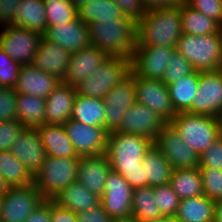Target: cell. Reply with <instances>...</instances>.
Returning a JSON list of instances; mask_svg holds the SVG:
<instances>
[{
  "label": "cell",
  "mask_w": 222,
  "mask_h": 222,
  "mask_svg": "<svg viewBox=\"0 0 222 222\" xmlns=\"http://www.w3.org/2000/svg\"><path fill=\"white\" fill-rule=\"evenodd\" d=\"M9 189V186L4 181L2 175L0 174V194H4Z\"/></svg>",
  "instance_id": "9f6ffc18"
},
{
  "label": "cell",
  "mask_w": 222,
  "mask_h": 222,
  "mask_svg": "<svg viewBox=\"0 0 222 222\" xmlns=\"http://www.w3.org/2000/svg\"><path fill=\"white\" fill-rule=\"evenodd\" d=\"M180 14L184 34L204 36L222 31L218 22L194 10L185 1L180 5Z\"/></svg>",
  "instance_id": "4dcf8cb0"
},
{
  "label": "cell",
  "mask_w": 222,
  "mask_h": 222,
  "mask_svg": "<svg viewBox=\"0 0 222 222\" xmlns=\"http://www.w3.org/2000/svg\"><path fill=\"white\" fill-rule=\"evenodd\" d=\"M194 10L212 18L222 26V2L221 0H185Z\"/></svg>",
  "instance_id": "bcb514c9"
},
{
  "label": "cell",
  "mask_w": 222,
  "mask_h": 222,
  "mask_svg": "<svg viewBox=\"0 0 222 222\" xmlns=\"http://www.w3.org/2000/svg\"><path fill=\"white\" fill-rule=\"evenodd\" d=\"M61 80L50 73L38 70L32 64L21 65L14 89L17 93L47 98Z\"/></svg>",
  "instance_id": "7402d4cb"
},
{
  "label": "cell",
  "mask_w": 222,
  "mask_h": 222,
  "mask_svg": "<svg viewBox=\"0 0 222 222\" xmlns=\"http://www.w3.org/2000/svg\"><path fill=\"white\" fill-rule=\"evenodd\" d=\"M78 19L85 24L103 20L127 19L114 0H89L77 8Z\"/></svg>",
  "instance_id": "d6a6232c"
},
{
  "label": "cell",
  "mask_w": 222,
  "mask_h": 222,
  "mask_svg": "<svg viewBox=\"0 0 222 222\" xmlns=\"http://www.w3.org/2000/svg\"><path fill=\"white\" fill-rule=\"evenodd\" d=\"M78 158L46 157L41 169L33 177V184L45 200H52L64 188L77 181Z\"/></svg>",
  "instance_id": "8992f818"
},
{
  "label": "cell",
  "mask_w": 222,
  "mask_h": 222,
  "mask_svg": "<svg viewBox=\"0 0 222 222\" xmlns=\"http://www.w3.org/2000/svg\"><path fill=\"white\" fill-rule=\"evenodd\" d=\"M214 204L204 194L182 199L176 217L179 222H214Z\"/></svg>",
  "instance_id": "1f68e13d"
},
{
  "label": "cell",
  "mask_w": 222,
  "mask_h": 222,
  "mask_svg": "<svg viewBox=\"0 0 222 222\" xmlns=\"http://www.w3.org/2000/svg\"><path fill=\"white\" fill-rule=\"evenodd\" d=\"M198 168L222 171V135L199 156Z\"/></svg>",
  "instance_id": "7bdbcfd3"
},
{
  "label": "cell",
  "mask_w": 222,
  "mask_h": 222,
  "mask_svg": "<svg viewBox=\"0 0 222 222\" xmlns=\"http://www.w3.org/2000/svg\"><path fill=\"white\" fill-rule=\"evenodd\" d=\"M161 217L163 216L155 204L153 187L144 186L134 189L131 221L148 222Z\"/></svg>",
  "instance_id": "d590c367"
},
{
  "label": "cell",
  "mask_w": 222,
  "mask_h": 222,
  "mask_svg": "<svg viewBox=\"0 0 222 222\" xmlns=\"http://www.w3.org/2000/svg\"><path fill=\"white\" fill-rule=\"evenodd\" d=\"M43 37L51 42L59 44L70 53L79 51L90 46L89 26L78 18L74 21L66 22L47 28Z\"/></svg>",
  "instance_id": "d6986e66"
},
{
  "label": "cell",
  "mask_w": 222,
  "mask_h": 222,
  "mask_svg": "<svg viewBox=\"0 0 222 222\" xmlns=\"http://www.w3.org/2000/svg\"><path fill=\"white\" fill-rule=\"evenodd\" d=\"M105 103V129L110 133L117 131L125 112L136 102L134 72L117 86L113 87L103 98Z\"/></svg>",
  "instance_id": "9a60e30c"
},
{
  "label": "cell",
  "mask_w": 222,
  "mask_h": 222,
  "mask_svg": "<svg viewBox=\"0 0 222 222\" xmlns=\"http://www.w3.org/2000/svg\"><path fill=\"white\" fill-rule=\"evenodd\" d=\"M51 222H78L77 214L51 200Z\"/></svg>",
  "instance_id": "f907efd6"
},
{
  "label": "cell",
  "mask_w": 222,
  "mask_h": 222,
  "mask_svg": "<svg viewBox=\"0 0 222 222\" xmlns=\"http://www.w3.org/2000/svg\"><path fill=\"white\" fill-rule=\"evenodd\" d=\"M204 195L214 202L222 199V171L212 168H199Z\"/></svg>",
  "instance_id": "60d3db41"
},
{
  "label": "cell",
  "mask_w": 222,
  "mask_h": 222,
  "mask_svg": "<svg viewBox=\"0 0 222 222\" xmlns=\"http://www.w3.org/2000/svg\"><path fill=\"white\" fill-rule=\"evenodd\" d=\"M25 222H51V200H45L39 205Z\"/></svg>",
  "instance_id": "816d5d0a"
},
{
  "label": "cell",
  "mask_w": 222,
  "mask_h": 222,
  "mask_svg": "<svg viewBox=\"0 0 222 222\" xmlns=\"http://www.w3.org/2000/svg\"><path fill=\"white\" fill-rule=\"evenodd\" d=\"M214 222H222V199L214 204Z\"/></svg>",
  "instance_id": "db71d44e"
},
{
  "label": "cell",
  "mask_w": 222,
  "mask_h": 222,
  "mask_svg": "<svg viewBox=\"0 0 222 222\" xmlns=\"http://www.w3.org/2000/svg\"><path fill=\"white\" fill-rule=\"evenodd\" d=\"M48 27L66 24L78 18V12L71 0H43Z\"/></svg>",
  "instance_id": "74e56055"
},
{
  "label": "cell",
  "mask_w": 222,
  "mask_h": 222,
  "mask_svg": "<svg viewBox=\"0 0 222 222\" xmlns=\"http://www.w3.org/2000/svg\"><path fill=\"white\" fill-rule=\"evenodd\" d=\"M198 88L187 112L219 118L222 115V69L199 72Z\"/></svg>",
  "instance_id": "8fae6325"
},
{
  "label": "cell",
  "mask_w": 222,
  "mask_h": 222,
  "mask_svg": "<svg viewBox=\"0 0 222 222\" xmlns=\"http://www.w3.org/2000/svg\"><path fill=\"white\" fill-rule=\"evenodd\" d=\"M3 195L4 194H0V212H1V208H2Z\"/></svg>",
  "instance_id": "680465c9"
},
{
  "label": "cell",
  "mask_w": 222,
  "mask_h": 222,
  "mask_svg": "<svg viewBox=\"0 0 222 222\" xmlns=\"http://www.w3.org/2000/svg\"><path fill=\"white\" fill-rule=\"evenodd\" d=\"M153 144L162 152L173 169L198 168L199 156L185 144L171 123H166Z\"/></svg>",
  "instance_id": "7c38bea8"
},
{
  "label": "cell",
  "mask_w": 222,
  "mask_h": 222,
  "mask_svg": "<svg viewBox=\"0 0 222 222\" xmlns=\"http://www.w3.org/2000/svg\"><path fill=\"white\" fill-rule=\"evenodd\" d=\"M20 0H0V26L12 25Z\"/></svg>",
  "instance_id": "681fc988"
},
{
  "label": "cell",
  "mask_w": 222,
  "mask_h": 222,
  "mask_svg": "<svg viewBox=\"0 0 222 222\" xmlns=\"http://www.w3.org/2000/svg\"><path fill=\"white\" fill-rule=\"evenodd\" d=\"M26 127L17 119L0 122V151H8Z\"/></svg>",
  "instance_id": "ee69618b"
},
{
  "label": "cell",
  "mask_w": 222,
  "mask_h": 222,
  "mask_svg": "<svg viewBox=\"0 0 222 222\" xmlns=\"http://www.w3.org/2000/svg\"><path fill=\"white\" fill-rule=\"evenodd\" d=\"M220 119V125H221V135H222V115L219 117Z\"/></svg>",
  "instance_id": "91938a15"
},
{
  "label": "cell",
  "mask_w": 222,
  "mask_h": 222,
  "mask_svg": "<svg viewBox=\"0 0 222 222\" xmlns=\"http://www.w3.org/2000/svg\"><path fill=\"white\" fill-rule=\"evenodd\" d=\"M169 185L180 200L204 194L199 168L174 169Z\"/></svg>",
  "instance_id": "836d02e7"
},
{
  "label": "cell",
  "mask_w": 222,
  "mask_h": 222,
  "mask_svg": "<svg viewBox=\"0 0 222 222\" xmlns=\"http://www.w3.org/2000/svg\"><path fill=\"white\" fill-rule=\"evenodd\" d=\"M175 49L190 62L195 71L222 69V31L204 36L183 33Z\"/></svg>",
  "instance_id": "277c9868"
},
{
  "label": "cell",
  "mask_w": 222,
  "mask_h": 222,
  "mask_svg": "<svg viewBox=\"0 0 222 222\" xmlns=\"http://www.w3.org/2000/svg\"><path fill=\"white\" fill-rule=\"evenodd\" d=\"M145 9L179 7L185 0H142Z\"/></svg>",
  "instance_id": "f5cc1de1"
},
{
  "label": "cell",
  "mask_w": 222,
  "mask_h": 222,
  "mask_svg": "<svg viewBox=\"0 0 222 222\" xmlns=\"http://www.w3.org/2000/svg\"><path fill=\"white\" fill-rule=\"evenodd\" d=\"M2 28L0 48L20 65L32 64L43 35L18 25Z\"/></svg>",
  "instance_id": "ba28073f"
},
{
  "label": "cell",
  "mask_w": 222,
  "mask_h": 222,
  "mask_svg": "<svg viewBox=\"0 0 222 222\" xmlns=\"http://www.w3.org/2000/svg\"><path fill=\"white\" fill-rule=\"evenodd\" d=\"M155 204L160 210L162 216H176L180 199L173 191V188L167 185L153 187Z\"/></svg>",
  "instance_id": "f35d334b"
},
{
  "label": "cell",
  "mask_w": 222,
  "mask_h": 222,
  "mask_svg": "<svg viewBox=\"0 0 222 222\" xmlns=\"http://www.w3.org/2000/svg\"><path fill=\"white\" fill-rule=\"evenodd\" d=\"M105 103L100 98L76 94L71 119L85 125L105 128Z\"/></svg>",
  "instance_id": "f546056e"
},
{
  "label": "cell",
  "mask_w": 222,
  "mask_h": 222,
  "mask_svg": "<svg viewBox=\"0 0 222 222\" xmlns=\"http://www.w3.org/2000/svg\"><path fill=\"white\" fill-rule=\"evenodd\" d=\"M182 34L180 6L148 9L137 22L136 46L176 47Z\"/></svg>",
  "instance_id": "3957f363"
},
{
  "label": "cell",
  "mask_w": 222,
  "mask_h": 222,
  "mask_svg": "<svg viewBox=\"0 0 222 222\" xmlns=\"http://www.w3.org/2000/svg\"><path fill=\"white\" fill-rule=\"evenodd\" d=\"M21 65L0 48V85L14 88Z\"/></svg>",
  "instance_id": "b9f144b4"
},
{
  "label": "cell",
  "mask_w": 222,
  "mask_h": 222,
  "mask_svg": "<svg viewBox=\"0 0 222 222\" xmlns=\"http://www.w3.org/2000/svg\"><path fill=\"white\" fill-rule=\"evenodd\" d=\"M130 70L129 59L108 57L99 68L76 86L77 93L89 98L103 99L113 87L129 75Z\"/></svg>",
  "instance_id": "52a82bcc"
},
{
  "label": "cell",
  "mask_w": 222,
  "mask_h": 222,
  "mask_svg": "<svg viewBox=\"0 0 222 222\" xmlns=\"http://www.w3.org/2000/svg\"><path fill=\"white\" fill-rule=\"evenodd\" d=\"M194 71L190 62H188L176 49L173 51L171 58L168 62V67L165 70L163 76V82L165 85L172 84L182 78L189 75Z\"/></svg>",
  "instance_id": "ab89813d"
},
{
  "label": "cell",
  "mask_w": 222,
  "mask_h": 222,
  "mask_svg": "<svg viewBox=\"0 0 222 222\" xmlns=\"http://www.w3.org/2000/svg\"><path fill=\"white\" fill-rule=\"evenodd\" d=\"M76 94V87L61 81L45 98V124H64L71 119Z\"/></svg>",
  "instance_id": "cb8c5ba5"
},
{
  "label": "cell",
  "mask_w": 222,
  "mask_h": 222,
  "mask_svg": "<svg viewBox=\"0 0 222 222\" xmlns=\"http://www.w3.org/2000/svg\"><path fill=\"white\" fill-rule=\"evenodd\" d=\"M16 119L26 128H38L46 123L44 98L17 93Z\"/></svg>",
  "instance_id": "f1b7e54d"
},
{
  "label": "cell",
  "mask_w": 222,
  "mask_h": 222,
  "mask_svg": "<svg viewBox=\"0 0 222 222\" xmlns=\"http://www.w3.org/2000/svg\"><path fill=\"white\" fill-rule=\"evenodd\" d=\"M70 56L71 53L63 49L59 44L42 37L32 65L38 70L50 73L62 81L66 74Z\"/></svg>",
  "instance_id": "603a6c76"
},
{
  "label": "cell",
  "mask_w": 222,
  "mask_h": 222,
  "mask_svg": "<svg viewBox=\"0 0 222 222\" xmlns=\"http://www.w3.org/2000/svg\"><path fill=\"white\" fill-rule=\"evenodd\" d=\"M142 167L145 173V186L151 187L169 184L174 170L154 144L146 151Z\"/></svg>",
  "instance_id": "4316f807"
},
{
  "label": "cell",
  "mask_w": 222,
  "mask_h": 222,
  "mask_svg": "<svg viewBox=\"0 0 222 222\" xmlns=\"http://www.w3.org/2000/svg\"><path fill=\"white\" fill-rule=\"evenodd\" d=\"M58 206L79 214L100 205V197L75 181L52 199Z\"/></svg>",
  "instance_id": "484cf974"
},
{
  "label": "cell",
  "mask_w": 222,
  "mask_h": 222,
  "mask_svg": "<svg viewBox=\"0 0 222 222\" xmlns=\"http://www.w3.org/2000/svg\"><path fill=\"white\" fill-rule=\"evenodd\" d=\"M199 72L183 76L176 82L169 84V94L173 107L177 113L187 112L192 106V100L198 88Z\"/></svg>",
  "instance_id": "e575fe53"
},
{
  "label": "cell",
  "mask_w": 222,
  "mask_h": 222,
  "mask_svg": "<svg viewBox=\"0 0 222 222\" xmlns=\"http://www.w3.org/2000/svg\"><path fill=\"white\" fill-rule=\"evenodd\" d=\"M17 91L14 88H0V122L16 119Z\"/></svg>",
  "instance_id": "f6af8a7d"
},
{
  "label": "cell",
  "mask_w": 222,
  "mask_h": 222,
  "mask_svg": "<svg viewBox=\"0 0 222 222\" xmlns=\"http://www.w3.org/2000/svg\"><path fill=\"white\" fill-rule=\"evenodd\" d=\"M36 129L48 156L59 158L79 157L67 136L63 124H43Z\"/></svg>",
  "instance_id": "d4e9b609"
},
{
  "label": "cell",
  "mask_w": 222,
  "mask_h": 222,
  "mask_svg": "<svg viewBox=\"0 0 222 222\" xmlns=\"http://www.w3.org/2000/svg\"><path fill=\"white\" fill-rule=\"evenodd\" d=\"M174 50L172 46H136L131 70L139 77L162 81Z\"/></svg>",
  "instance_id": "2e32d148"
},
{
  "label": "cell",
  "mask_w": 222,
  "mask_h": 222,
  "mask_svg": "<svg viewBox=\"0 0 222 222\" xmlns=\"http://www.w3.org/2000/svg\"><path fill=\"white\" fill-rule=\"evenodd\" d=\"M126 17L138 22L146 12L142 0H114Z\"/></svg>",
  "instance_id": "7dc6e473"
},
{
  "label": "cell",
  "mask_w": 222,
  "mask_h": 222,
  "mask_svg": "<svg viewBox=\"0 0 222 222\" xmlns=\"http://www.w3.org/2000/svg\"><path fill=\"white\" fill-rule=\"evenodd\" d=\"M0 174L9 188L33 184L32 174L9 150L0 151Z\"/></svg>",
  "instance_id": "8d00e7d4"
},
{
  "label": "cell",
  "mask_w": 222,
  "mask_h": 222,
  "mask_svg": "<svg viewBox=\"0 0 222 222\" xmlns=\"http://www.w3.org/2000/svg\"><path fill=\"white\" fill-rule=\"evenodd\" d=\"M170 123L179 132L182 141L198 156L221 136L218 117L180 112Z\"/></svg>",
  "instance_id": "5b68a950"
},
{
  "label": "cell",
  "mask_w": 222,
  "mask_h": 222,
  "mask_svg": "<svg viewBox=\"0 0 222 222\" xmlns=\"http://www.w3.org/2000/svg\"><path fill=\"white\" fill-rule=\"evenodd\" d=\"M133 191L121 174L111 170L100 204L116 222L131 221Z\"/></svg>",
  "instance_id": "30bf717a"
},
{
  "label": "cell",
  "mask_w": 222,
  "mask_h": 222,
  "mask_svg": "<svg viewBox=\"0 0 222 222\" xmlns=\"http://www.w3.org/2000/svg\"><path fill=\"white\" fill-rule=\"evenodd\" d=\"M153 141L145 136L113 131L108 134L105 155L112 171L121 174L133 188L145 186L142 161Z\"/></svg>",
  "instance_id": "6da1fadb"
},
{
  "label": "cell",
  "mask_w": 222,
  "mask_h": 222,
  "mask_svg": "<svg viewBox=\"0 0 222 222\" xmlns=\"http://www.w3.org/2000/svg\"><path fill=\"white\" fill-rule=\"evenodd\" d=\"M78 156H97L106 153L109 132L100 126L85 125L73 119L63 124Z\"/></svg>",
  "instance_id": "5bb4252c"
},
{
  "label": "cell",
  "mask_w": 222,
  "mask_h": 222,
  "mask_svg": "<svg viewBox=\"0 0 222 222\" xmlns=\"http://www.w3.org/2000/svg\"><path fill=\"white\" fill-rule=\"evenodd\" d=\"M89 0H71V2L75 5L76 8H79L80 6L84 5Z\"/></svg>",
  "instance_id": "6f0895ef"
},
{
  "label": "cell",
  "mask_w": 222,
  "mask_h": 222,
  "mask_svg": "<svg viewBox=\"0 0 222 222\" xmlns=\"http://www.w3.org/2000/svg\"><path fill=\"white\" fill-rule=\"evenodd\" d=\"M148 222H179L176 216H163L159 219H155L153 221Z\"/></svg>",
  "instance_id": "11a10c76"
},
{
  "label": "cell",
  "mask_w": 222,
  "mask_h": 222,
  "mask_svg": "<svg viewBox=\"0 0 222 222\" xmlns=\"http://www.w3.org/2000/svg\"><path fill=\"white\" fill-rule=\"evenodd\" d=\"M166 122L146 105L135 102L125 112L117 132L145 136L153 142Z\"/></svg>",
  "instance_id": "e0dca14e"
},
{
  "label": "cell",
  "mask_w": 222,
  "mask_h": 222,
  "mask_svg": "<svg viewBox=\"0 0 222 222\" xmlns=\"http://www.w3.org/2000/svg\"><path fill=\"white\" fill-rule=\"evenodd\" d=\"M109 56L92 45L71 53L66 74L62 82L76 87L88 75L99 68Z\"/></svg>",
  "instance_id": "ffe728a7"
},
{
  "label": "cell",
  "mask_w": 222,
  "mask_h": 222,
  "mask_svg": "<svg viewBox=\"0 0 222 222\" xmlns=\"http://www.w3.org/2000/svg\"><path fill=\"white\" fill-rule=\"evenodd\" d=\"M90 44L109 57L132 60L137 44V22L131 18L103 20L88 25Z\"/></svg>",
  "instance_id": "7a4b0ae2"
},
{
  "label": "cell",
  "mask_w": 222,
  "mask_h": 222,
  "mask_svg": "<svg viewBox=\"0 0 222 222\" xmlns=\"http://www.w3.org/2000/svg\"><path fill=\"white\" fill-rule=\"evenodd\" d=\"M77 218L78 222H116L101 204L88 211L77 214Z\"/></svg>",
  "instance_id": "c3c4849f"
},
{
  "label": "cell",
  "mask_w": 222,
  "mask_h": 222,
  "mask_svg": "<svg viewBox=\"0 0 222 222\" xmlns=\"http://www.w3.org/2000/svg\"><path fill=\"white\" fill-rule=\"evenodd\" d=\"M136 102L146 105L156 112L166 123H170L177 115L168 86L163 81L146 79L134 73Z\"/></svg>",
  "instance_id": "4fadbf2b"
},
{
  "label": "cell",
  "mask_w": 222,
  "mask_h": 222,
  "mask_svg": "<svg viewBox=\"0 0 222 222\" xmlns=\"http://www.w3.org/2000/svg\"><path fill=\"white\" fill-rule=\"evenodd\" d=\"M111 165L105 154L97 156H81L77 168V181L90 192L101 197Z\"/></svg>",
  "instance_id": "44dd1931"
},
{
  "label": "cell",
  "mask_w": 222,
  "mask_h": 222,
  "mask_svg": "<svg viewBox=\"0 0 222 222\" xmlns=\"http://www.w3.org/2000/svg\"><path fill=\"white\" fill-rule=\"evenodd\" d=\"M44 201L34 184L9 188L3 195L0 222H25Z\"/></svg>",
  "instance_id": "9c48e42d"
},
{
  "label": "cell",
  "mask_w": 222,
  "mask_h": 222,
  "mask_svg": "<svg viewBox=\"0 0 222 222\" xmlns=\"http://www.w3.org/2000/svg\"><path fill=\"white\" fill-rule=\"evenodd\" d=\"M34 177L41 169L47 154L36 128H25L12 142L9 150Z\"/></svg>",
  "instance_id": "ac0fdd59"
},
{
  "label": "cell",
  "mask_w": 222,
  "mask_h": 222,
  "mask_svg": "<svg viewBox=\"0 0 222 222\" xmlns=\"http://www.w3.org/2000/svg\"><path fill=\"white\" fill-rule=\"evenodd\" d=\"M12 25L22 26L43 35L48 28L44 1L20 0Z\"/></svg>",
  "instance_id": "83f0119b"
}]
</instances>
